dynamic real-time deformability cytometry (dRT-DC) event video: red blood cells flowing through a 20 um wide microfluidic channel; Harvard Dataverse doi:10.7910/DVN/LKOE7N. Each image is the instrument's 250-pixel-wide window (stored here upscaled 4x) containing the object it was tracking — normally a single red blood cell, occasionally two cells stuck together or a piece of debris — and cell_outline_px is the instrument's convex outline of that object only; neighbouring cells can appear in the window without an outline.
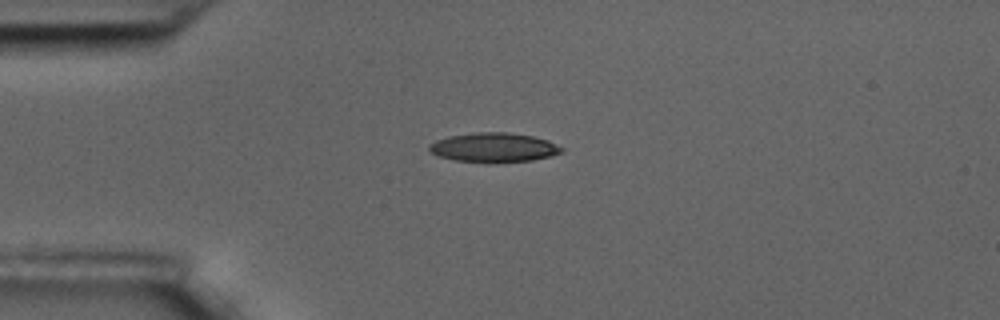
{"species": "common noctule bat (a hibernating species)", "species_latin": "Nyctalus noctula", "temperature_condition": "room temperature", "stored_images_in_passage": 12, "camera_frame_rate_fps": 3000, "um_per_image_px": 0.085, "animal": {"sex": "male", "body_mass_g": 17.5, "forearm_length_mm": 52.3}, "frame": {"image": 1, "passage_image": 1, "time_ms": 0.0, "image_size_px": [1000, 320], "cell_outline_px": [[564, 152], [552, 156], [532, 160], [452, 160], [428, 152], [428, 144], [436, 140], [448, 136], [476, 132], [508, 132], [532, 136], [548, 140], [564, 148]], "centroid_in_image_um": [41.97, 12.49], "position_along_channel_um": 43.0, "area_um2": 22.08}}
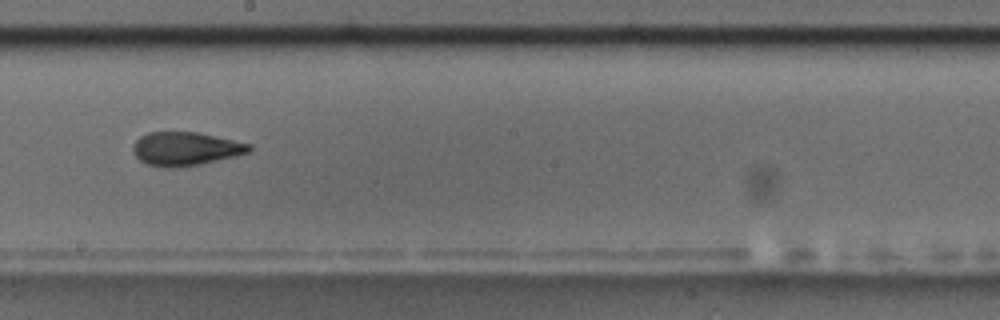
{"frame": {"image": 2, "passage_image": 6, "time_ms": 1.667, "image_size_px": [1000, 320], "cell_outline_px": [[252, 148], [248, 152], [236, 156], [200, 164], [180, 168], [168, 168], [148, 164], [140, 160], [132, 152], [132, 144], [140, 136], [148, 132], [200, 132], [252, 144]], "centroid_in_image_um": [15.77, 12.64], "position_along_channel_um": 232.4, "area_um2": 22.95}}
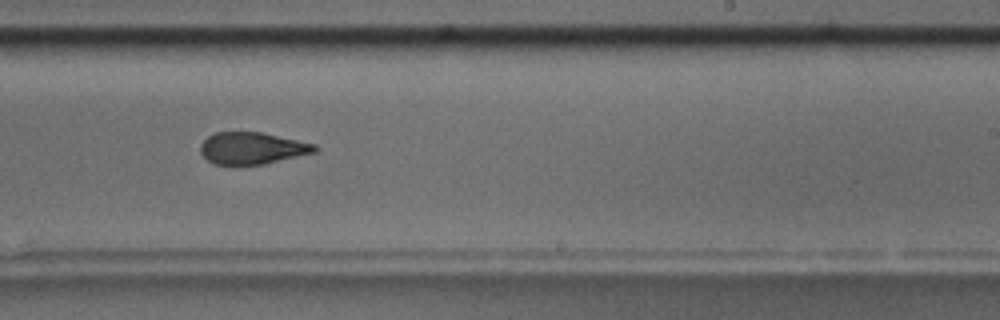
{"frame": {"image": 3, "passage_image": 7, "time_ms": 2.0, "image_size_px": [1000, 320], "cell_outline_px": [[320, 148], [316, 152], [264, 164], [212, 164], [200, 152], [200, 144], [208, 136], [216, 132], [260, 132], [316, 144]], "centroid_in_image_um": [21.44, 12.59], "position_along_channel_um": 267.6, "area_um2": 21.15}}